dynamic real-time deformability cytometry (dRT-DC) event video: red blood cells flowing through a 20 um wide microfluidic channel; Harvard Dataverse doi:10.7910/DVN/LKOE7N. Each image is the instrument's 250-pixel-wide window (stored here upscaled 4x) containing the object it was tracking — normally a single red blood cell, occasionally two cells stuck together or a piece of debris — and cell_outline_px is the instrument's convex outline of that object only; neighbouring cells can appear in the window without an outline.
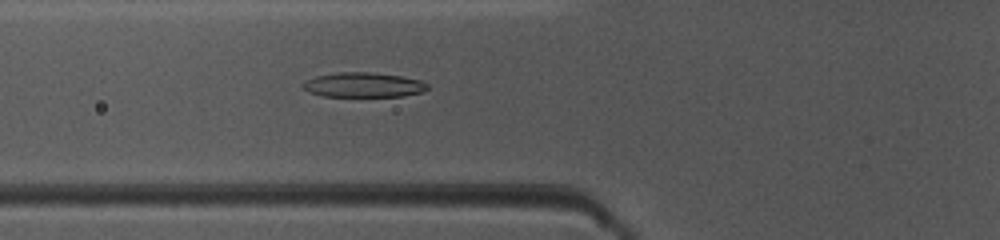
{"species": "common noctule bat (a hibernating species)", "species_latin": "Nyctalus noctula", "temperature_condition": "warm", "stored_images_in_passage": 41, "camera_frame_rate_fps": 3000, "um_per_image_px": 0.085, "animal": {"sex": "female", "body_mass_g": 10.0, "forearm_length_mm": 53.1}, "frame": {"image": 1, "passage_image": 10, "time_ms": 3.0, "image_size_px": [1000, 240], "cell_outline_px": [[428, 88], [424, 92], [404, 96], [324, 96], [308, 92], [300, 84], [316, 76], [340, 72], [372, 72], [400, 76], [420, 80], [428, 84]], "centroid_in_image_um": [30.91, 7.22], "position_along_channel_um": 94.9, "area_um2": 17.92}}
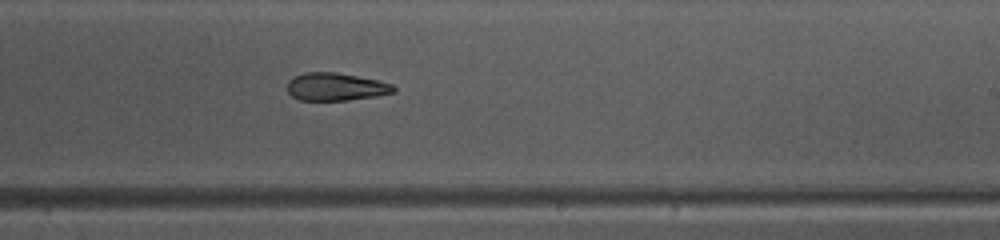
{"frame": {"image": 2, "passage_image": 22, "time_ms": 7.0, "image_size_px": [1000, 240], "cell_outline_px": [[396, 92], [376, 96], [348, 100], [300, 100], [292, 96], [288, 92], [288, 80], [292, 76], [304, 72], [336, 72], [376, 80], [392, 84], [396, 88]], "centroid_in_image_um": [28.52, 7.37], "position_along_channel_um": 260.5, "area_um2": 17.22}}
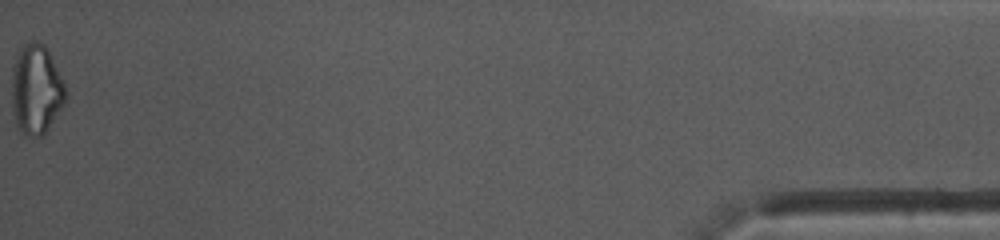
{"frame": {"image": 3, "passage_image": 41, "time_ms": 13.333, "image_size_px": [1000, 240], "cell_outline_px": [[68, 96], [64, 104], [44, 136], [24, 136], [16, 128], [12, 112], [12, 68], [16, 56], [20, 48], [24, 44], [44, 44], [48, 48], [64, 80], [68, 92]], "centroid_in_image_um": [3.09, 7.66], "position_along_channel_um": 432.1, "area_um2": 28.78}, "authors_computed_cell_mechanics": {"area_um2": 18.7272, "velocity_mm_per_s": 4.118, "shape_relaxation_time_tau1_ms": 5.2009, "shape_relaxation_time_tau2_ms": 4.3095, "deformation_change_tau1": 0.159, "deformation_change_tau2": 0.1415}}